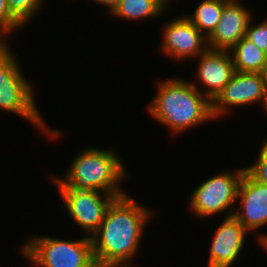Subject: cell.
Instances as JSON below:
<instances>
[{
	"instance_id": "603a6c76",
	"label": "cell",
	"mask_w": 267,
	"mask_h": 267,
	"mask_svg": "<svg viewBox=\"0 0 267 267\" xmlns=\"http://www.w3.org/2000/svg\"><path fill=\"white\" fill-rule=\"evenodd\" d=\"M261 75H262V78L265 80V83L267 85V60H266L264 67L261 71Z\"/></svg>"
},
{
	"instance_id": "8992f818",
	"label": "cell",
	"mask_w": 267,
	"mask_h": 267,
	"mask_svg": "<svg viewBox=\"0 0 267 267\" xmlns=\"http://www.w3.org/2000/svg\"><path fill=\"white\" fill-rule=\"evenodd\" d=\"M244 173L245 167L239 168L235 173L227 170L195 188L189 199L194 214L205 218L230 209L227 217L232 216L235 211L232 210V205L238 202V188Z\"/></svg>"
},
{
	"instance_id": "7402d4cb",
	"label": "cell",
	"mask_w": 267,
	"mask_h": 267,
	"mask_svg": "<svg viewBox=\"0 0 267 267\" xmlns=\"http://www.w3.org/2000/svg\"><path fill=\"white\" fill-rule=\"evenodd\" d=\"M257 240L259 241V244H261V246H263V248L267 251V234H259Z\"/></svg>"
},
{
	"instance_id": "ac0fdd59",
	"label": "cell",
	"mask_w": 267,
	"mask_h": 267,
	"mask_svg": "<svg viewBox=\"0 0 267 267\" xmlns=\"http://www.w3.org/2000/svg\"><path fill=\"white\" fill-rule=\"evenodd\" d=\"M22 27L23 25L11 14L7 1L0 0V40H7V35Z\"/></svg>"
},
{
	"instance_id": "ffe728a7",
	"label": "cell",
	"mask_w": 267,
	"mask_h": 267,
	"mask_svg": "<svg viewBox=\"0 0 267 267\" xmlns=\"http://www.w3.org/2000/svg\"><path fill=\"white\" fill-rule=\"evenodd\" d=\"M257 161L245 170L258 182L267 184V139L263 142Z\"/></svg>"
},
{
	"instance_id": "cb8c5ba5",
	"label": "cell",
	"mask_w": 267,
	"mask_h": 267,
	"mask_svg": "<svg viewBox=\"0 0 267 267\" xmlns=\"http://www.w3.org/2000/svg\"><path fill=\"white\" fill-rule=\"evenodd\" d=\"M161 5H163L165 8L167 7V5L171 2V0H158Z\"/></svg>"
},
{
	"instance_id": "5bb4252c",
	"label": "cell",
	"mask_w": 267,
	"mask_h": 267,
	"mask_svg": "<svg viewBox=\"0 0 267 267\" xmlns=\"http://www.w3.org/2000/svg\"><path fill=\"white\" fill-rule=\"evenodd\" d=\"M235 70L239 72L261 73L267 54L246 37L241 38L230 50Z\"/></svg>"
},
{
	"instance_id": "7c38bea8",
	"label": "cell",
	"mask_w": 267,
	"mask_h": 267,
	"mask_svg": "<svg viewBox=\"0 0 267 267\" xmlns=\"http://www.w3.org/2000/svg\"><path fill=\"white\" fill-rule=\"evenodd\" d=\"M247 232L233 215L225 216L213 236L208 267H231L241 254Z\"/></svg>"
},
{
	"instance_id": "e0dca14e",
	"label": "cell",
	"mask_w": 267,
	"mask_h": 267,
	"mask_svg": "<svg viewBox=\"0 0 267 267\" xmlns=\"http://www.w3.org/2000/svg\"><path fill=\"white\" fill-rule=\"evenodd\" d=\"M11 14L26 25L39 12L43 0H6ZM36 13V14H35Z\"/></svg>"
},
{
	"instance_id": "30bf717a",
	"label": "cell",
	"mask_w": 267,
	"mask_h": 267,
	"mask_svg": "<svg viewBox=\"0 0 267 267\" xmlns=\"http://www.w3.org/2000/svg\"><path fill=\"white\" fill-rule=\"evenodd\" d=\"M238 198L241 206L236 208L238 211H234L233 216L249 232L267 224V184L256 181L245 170L238 188Z\"/></svg>"
},
{
	"instance_id": "7a4b0ae2",
	"label": "cell",
	"mask_w": 267,
	"mask_h": 267,
	"mask_svg": "<svg viewBox=\"0 0 267 267\" xmlns=\"http://www.w3.org/2000/svg\"><path fill=\"white\" fill-rule=\"evenodd\" d=\"M148 109L150 115L167 126L172 134L214 119L212 101L194 83L177 76L159 82Z\"/></svg>"
},
{
	"instance_id": "5b68a950",
	"label": "cell",
	"mask_w": 267,
	"mask_h": 267,
	"mask_svg": "<svg viewBox=\"0 0 267 267\" xmlns=\"http://www.w3.org/2000/svg\"><path fill=\"white\" fill-rule=\"evenodd\" d=\"M21 249L38 267H97L92 240L87 235L75 241L34 236Z\"/></svg>"
},
{
	"instance_id": "44dd1931",
	"label": "cell",
	"mask_w": 267,
	"mask_h": 267,
	"mask_svg": "<svg viewBox=\"0 0 267 267\" xmlns=\"http://www.w3.org/2000/svg\"><path fill=\"white\" fill-rule=\"evenodd\" d=\"M94 1L95 3H99V5H103L104 7L107 6V8H109L110 12L115 8V6L117 5V3L119 2V0H91Z\"/></svg>"
},
{
	"instance_id": "d6986e66",
	"label": "cell",
	"mask_w": 267,
	"mask_h": 267,
	"mask_svg": "<svg viewBox=\"0 0 267 267\" xmlns=\"http://www.w3.org/2000/svg\"><path fill=\"white\" fill-rule=\"evenodd\" d=\"M252 22L251 18L247 26L245 37L267 54V18L257 25H253Z\"/></svg>"
},
{
	"instance_id": "3957f363",
	"label": "cell",
	"mask_w": 267,
	"mask_h": 267,
	"mask_svg": "<svg viewBox=\"0 0 267 267\" xmlns=\"http://www.w3.org/2000/svg\"><path fill=\"white\" fill-rule=\"evenodd\" d=\"M126 173L117 152L88 147L74 158L64 177L52 174V181L57 186H68L73 190H97L117 198L126 194L119 186Z\"/></svg>"
},
{
	"instance_id": "d4e9b609",
	"label": "cell",
	"mask_w": 267,
	"mask_h": 267,
	"mask_svg": "<svg viewBox=\"0 0 267 267\" xmlns=\"http://www.w3.org/2000/svg\"><path fill=\"white\" fill-rule=\"evenodd\" d=\"M263 107H264V110L267 113V90H266V94H265V97H264Z\"/></svg>"
},
{
	"instance_id": "4fadbf2b",
	"label": "cell",
	"mask_w": 267,
	"mask_h": 267,
	"mask_svg": "<svg viewBox=\"0 0 267 267\" xmlns=\"http://www.w3.org/2000/svg\"><path fill=\"white\" fill-rule=\"evenodd\" d=\"M239 0H230L223 8L220 20L213 33L207 38L208 47L229 51L241 38L246 36L248 23L252 17Z\"/></svg>"
},
{
	"instance_id": "9c48e42d",
	"label": "cell",
	"mask_w": 267,
	"mask_h": 267,
	"mask_svg": "<svg viewBox=\"0 0 267 267\" xmlns=\"http://www.w3.org/2000/svg\"><path fill=\"white\" fill-rule=\"evenodd\" d=\"M162 39L163 54L175 60L198 57L209 48L207 38L186 15L169 21L163 29Z\"/></svg>"
},
{
	"instance_id": "8fae6325",
	"label": "cell",
	"mask_w": 267,
	"mask_h": 267,
	"mask_svg": "<svg viewBox=\"0 0 267 267\" xmlns=\"http://www.w3.org/2000/svg\"><path fill=\"white\" fill-rule=\"evenodd\" d=\"M198 58L196 77L206 88L205 91H199L212 101L236 72L233 59L230 51L210 48Z\"/></svg>"
},
{
	"instance_id": "6da1fadb",
	"label": "cell",
	"mask_w": 267,
	"mask_h": 267,
	"mask_svg": "<svg viewBox=\"0 0 267 267\" xmlns=\"http://www.w3.org/2000/svg\"><path fill=\"white\" fill-rule=\"evenodd\" d=\"M130 195L115 198L99 229L91 236L97 267H131L152 210ZM133 259V260H132Z\"/></svg>"
},
{
	"instance_id": "277c9868",
	"label": "cell",
	"mask_w": 267,
	"mask_h": 267,
	"mask_svg": "<svg viewBox=\"0 0 267 267\" xmlns=\"http://www.w3.org/2000/svg\"><path fill=\"white\" fill-rule=\"evenodd\" d=\"M5 41L0 40V109L29 120L50 138H58L60 130L47 127L35 103L34 87L21 73L18 59Z\"/></svg>"
},
{
	"instance_id": "52a82bcc",
	"label": "cell",
	"mask_w": 267,
	"mask_h": 267,
	"mask_svg": "<svg viewBox=\"0 0 267 267\" xmlns=\"http://www.w3.org/2000/svg\"><path fill=\"white\" fill-rule=\"evenodd\" d=\"M71 218L91 237L104 220L107 208L116 198L97 190H73L56 186Z\"/></svg>"
},
{
	"instance_id": "9a60e30c",
	"label": "cell",
	"mask_w": 267,
	"mask_h": 267,
	"mask_svg": "<svg viewBox=\"0 0 267 267\" xmlns=\"http://www.w3.org/2000/svg\"><path fill=\"white\" fill-rule=\"evenodd\" d=\"M165 9L158 0H119L111 14L126 20L152 19Z\"/></svg>"
},
{
	"instance_id": "2e32d148",
	"label": "cell",
	"mask_w": 267,
	"mask_h": 267,
	"mask_svg": "<svg viewBox=\"0 0 267 267\" xmlns=\"http://www.w3.org/2000/svg\"><path fill=\"white\" fill-rule=\"evenodd\" d=\"M230 0H203L198 4L193 15L187 18L208 38L218 24L224 6Z\"/></svg>"
},
{
	"instance_id": "ba28073f",
	"label": "cell",
	"mask_w": 267,
	"mask_h": 267,
	"mask_svg": "<svg viewBox=\"0 0 267 267\" xmlns=\"http://www.w3.org/2000/svg\"><path fill=\"white\" fill-rule=\"evenodd\" d=\"M267 85L261 73L236 71L229 83L212 100V114L219 118L231 106L264 103ZM230 107V108H228Z\"/></svg>"
}]
</instances>
